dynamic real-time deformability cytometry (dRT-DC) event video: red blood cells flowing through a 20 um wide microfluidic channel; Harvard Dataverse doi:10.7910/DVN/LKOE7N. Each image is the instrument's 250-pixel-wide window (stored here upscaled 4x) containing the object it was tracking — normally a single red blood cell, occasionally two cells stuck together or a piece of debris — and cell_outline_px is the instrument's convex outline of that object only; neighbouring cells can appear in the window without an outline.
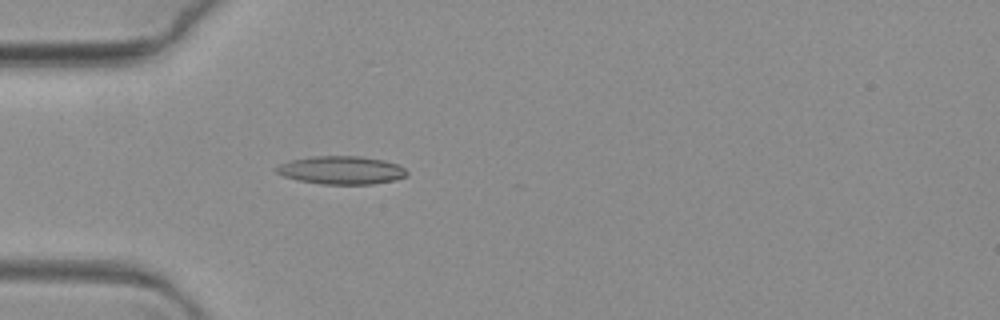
{"species": "common noctule bat (a hibernating species)", "species_latin": "Nyctalus noctula", "temperature_condition": "warm", "stored_images_in_passage": 50, "camera_frame_rate_fps": 3000, "um_per_image_px": 0.085, "animal": {"sex": "female", "body_mass_g": 19.3, "forearm_length_mm": 54.1}, "frame": {"image": 1, "passage_image": 11, "time_ms": 3.333, "image_size_px": [1000, 320], "cell_outline_px": [[408, 176], [396, 180], [372, 184], [320, 184], [296, 180], [284, 176], [276, 172], [272, 168], [280, 164], [292, 160], [312, 156], [360, 156], [384, 160], [400, 164], [408, 172]], "centroid_in_image_um": [29.04, 14.46], "position_along_channel_um": 56.0, "area_um2": 21.68}}
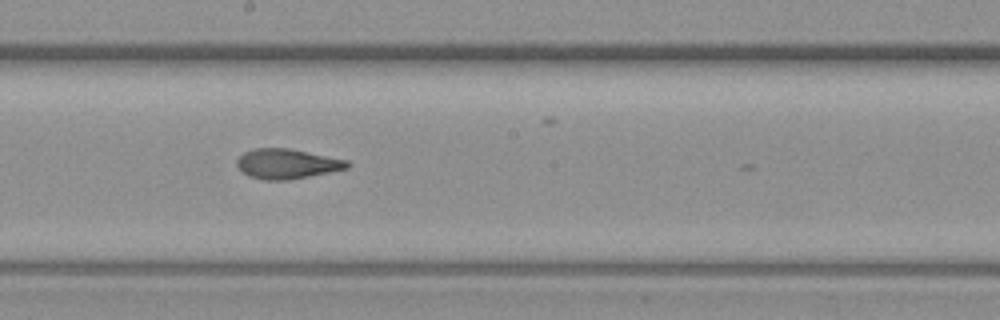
{"frame": {"image": 2, "passage_image": 28, "time_ms": 9.0, "image_size_px": [1000, 320], "cell_outline_px": [[352, 164], [348, 168], [288, 180], [264, 180], [248, 176], [236, 164], [236, 160], [244, 152], [256, 148], [288, 148], [348, 160]], "centroid_in_image_um": [24.4, 13.92], "position_along_channel_um": 223.8, "area_um2": 19.07}}
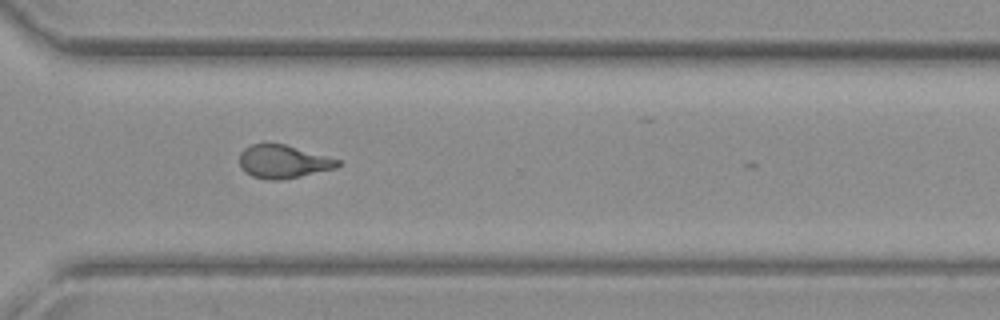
{"frame": {"image": 3, "passage_image": 40, "time_ms": 13.0, "image_size_px": [1000, 320], "cell_outline_px": [[340, 164], [336, 168], [284, 180], [268, 180], [252, 176], [244, 172], [240, 168], [240, 152], [244, 148], [252, 144], [284, 144], [340, 160]], "centroid_in_image_um": [24.04, 13.76], "position_along_channel_um": 346.6, "area_um2": 18.96}}